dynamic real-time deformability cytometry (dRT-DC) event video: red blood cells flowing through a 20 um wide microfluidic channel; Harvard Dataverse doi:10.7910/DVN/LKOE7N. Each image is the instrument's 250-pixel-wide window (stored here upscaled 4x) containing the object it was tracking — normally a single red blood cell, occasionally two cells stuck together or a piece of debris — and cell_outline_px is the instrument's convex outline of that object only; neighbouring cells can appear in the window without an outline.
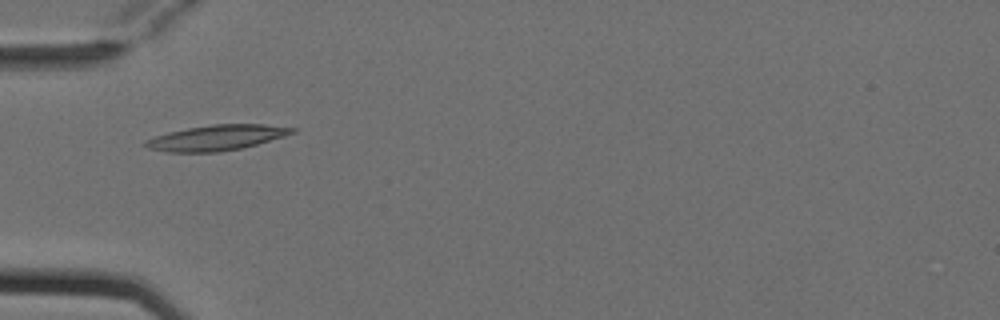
{"species": "Egyptian fruit bat (a non-hibernating species)", "species_latin": "Rousettus aegyptiacus", "temperature_condition": "cold", "stored_images_in_passage": 5, "camera_frame_rate_fps": 3000, "um_per_image_px": 0.085, "animal": {"sex": "female"}, "frame": {"image": 1, "passage_image": 3, "time_ms": 0.667, "image_size_px": [1000, 320], "cell_outline_px": [[296, 132], [284, 136], [256, 144], [240, 148], [220, 152], [168, 152], [148, 148], [144, 144], [144, 140], [168, 132], [188, 128], [212, 124], [264, 124], [296, 128]], "centroid_in_image_um": [18.4, 11.7], "position_along_channel_um": 66.6, "area_um2": 21.56}}
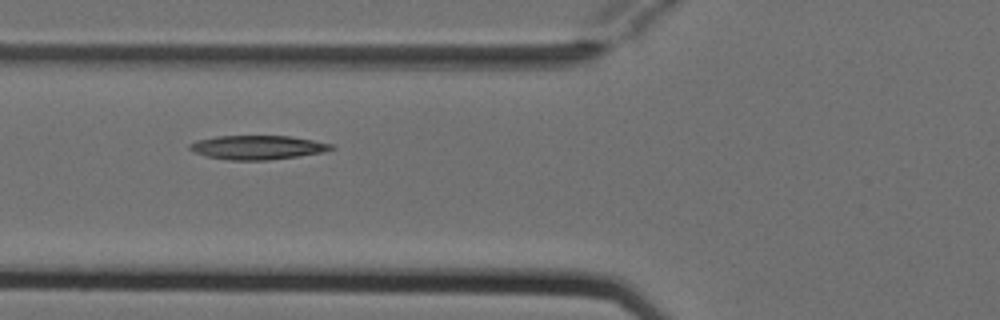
{"frame": {"image": 2, "passage_image": 4, "time_ms": 1.0, "image_size_px": [1000, 320], "cell_outline_px": [[336, 148], [324, 152], [268, 160], [228, 160], [208, 156], [196, 152], [188, 148], [188, 144], [196, 140], [216, 136], [288, 136], [312, 140], [332, 144]], "centroid_in_image_um": [21.88, 12.52], "position_along_channel_um": 103.9, "area_um2": 19.65}}
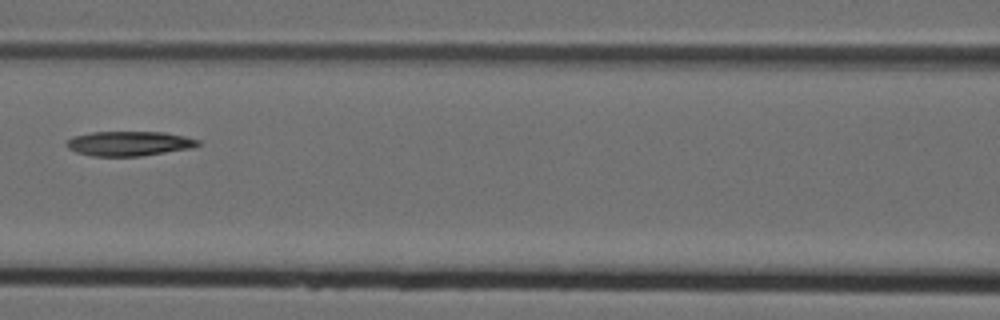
{"frame": {"image": 3, "passage_image": 5, "time_ms": 1.333, "image_size_px": [1000, 320], "cell_outline_px": [[200, 144], [192, 148], [140, 156], [92, 156], [76, 152], [68, 148], [64, 144], [72, 136], [92, 132], [164, 132], [184, 136], [200, 140]], "centroid_in_image_um": [10.95, 12.2], "position_along_channel_um": 155.6, "area_um2": 18.9}}